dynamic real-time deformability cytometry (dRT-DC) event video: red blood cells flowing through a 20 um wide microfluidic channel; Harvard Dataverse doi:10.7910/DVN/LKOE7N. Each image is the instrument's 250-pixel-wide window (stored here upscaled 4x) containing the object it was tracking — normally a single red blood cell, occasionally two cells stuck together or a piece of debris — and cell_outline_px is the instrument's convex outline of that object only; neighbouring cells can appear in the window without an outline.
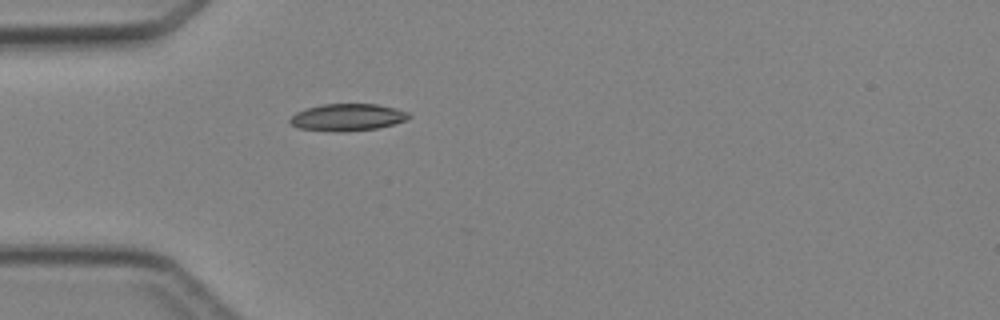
{"species": "Egyptian fruit bat (a non-hibernating species)", "species_latin": "Rousettus aegyptiacus", "temperature_condition": "cold", "stored_images_in_passage": 1, "camera_frame_rate_fps": 3000, "um_per_image_px": 0.085, "animal": {"sex": "female"}, "frame": {"image": 1, "passage_image": 1, "time_ms": 0.0, "image_size_px": [1000, 320], "cell_outline_px": [[412, 116], [408, 120], [376, 128], [344, 132], [340, 132], [296, 128], [288, 120], [296, 112], [308, 108], [324, 104], [376, 104], [396, 108], [408, 112]], "centroid_in_image_um": [29.55, 9.97], "position_along_channel_um": 55.4, "area_um2": 18.73}}